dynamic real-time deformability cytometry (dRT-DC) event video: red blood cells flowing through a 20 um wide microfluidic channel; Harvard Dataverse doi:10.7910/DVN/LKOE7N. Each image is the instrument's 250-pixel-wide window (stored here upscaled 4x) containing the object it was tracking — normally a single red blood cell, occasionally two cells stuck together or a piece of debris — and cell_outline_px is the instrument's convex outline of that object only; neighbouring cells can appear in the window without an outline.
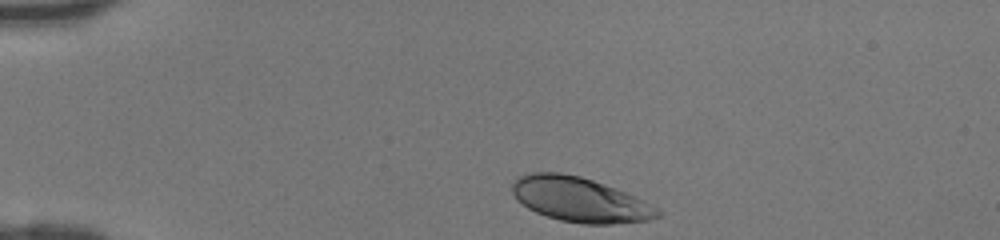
{"species": "human", "species_latin": "Homo sapiens", "temperature_condition": "room temperature", "stored_images_in_passage": 31, "camera_frame_rate_fps": 3000, "um_per_image_px": 0.085, "donor": {"sex": "female"}, "frame": {"image": 1, "passage_image": 1, "time_ms": 0.0, "image_size_px": [1000, 240], "cell_outline_px": [[664, 212], [660, 216], [648, 220], [612, 224], [584, 224], [560, 220], [536, 212], [528, 208], [516, 200], [512, 192], [512, 184], [516, 176], [528, 172], [560, 172], [580, 176], [592, 180], [624, 192], [660, 208]], "centroid_in_image_um": [49.26, 16.96], "position_along_channel_um": 35.7, "area_um2": 37.86}}
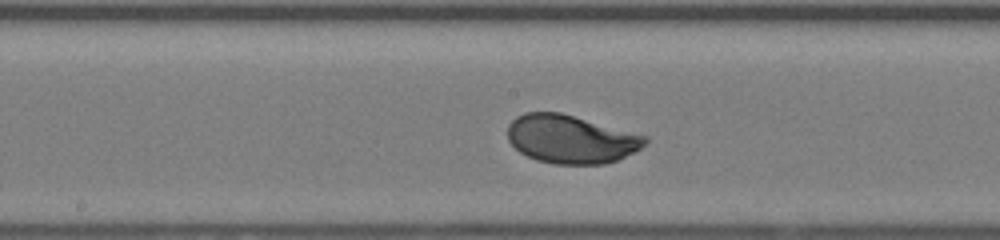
{"frame": {"image": 2, "passage_image": 16, "time_ms": 5.0, "image_size_px": [1000, 240], "cell_outline_px": [[648, 140], [640, 148], [620, 160], [604, 164], [552, 164], [536, 160], [520, 152], [508, 140], [508, 124], [516, 116], [524, 112], [560, 112], [648, 136]], "centroid_in_image_um": [48.52, 11.83], "position_along_channel_um": 199.7, "area_um2": 38.84}}
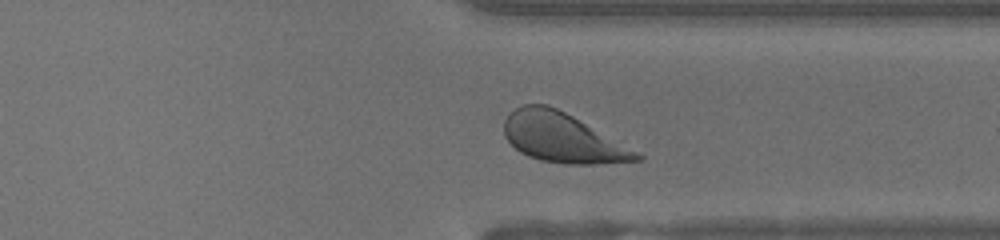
{"frame": {"image": 3, "passage_image": 27, "time_ms": 8.667, "image_size_px": [1000, 240], "cell_outline_px": [[644, 160], [596, 164], [568, 164], [540, 160], [528, 156], [520, 152], [504, 136], [504, 120], [516, 108], [524, 104], [548, 104], [572, 116], [644, 156]], "centroid_in_image_um": [47.77, 11.72], "position_along_channel_um": 363.6, "area_um2": 37.51}}